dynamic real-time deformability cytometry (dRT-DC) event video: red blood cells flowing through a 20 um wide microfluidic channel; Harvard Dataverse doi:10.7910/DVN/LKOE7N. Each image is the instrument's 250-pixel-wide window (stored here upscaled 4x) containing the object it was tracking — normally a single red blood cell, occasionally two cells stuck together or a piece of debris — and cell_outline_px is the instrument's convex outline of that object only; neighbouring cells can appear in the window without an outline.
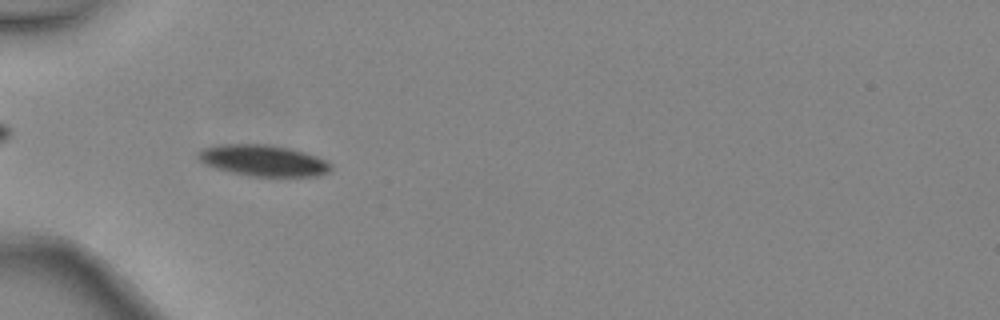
{"species": "common noctule bat (a hibernating species)", "species_latin": "Nyctalus noctula", "temperature_condition": "warm", "stored_images_in_passage": 6, "camera_frame_rate_fps": 3000, "um_per_image_px": 0.085, "animal": {"sex": "female", "body_mass_g": 24.6, "forearm_length_mm": 56.2}, "frame": {"image": 1, "passage_image": 5, "time_ms": 1.333, "image_size_px": [1000, 320], "cell_outline_px": [[332, 168], [328, 172], [316, 176], [248, 176], [216, 168], [204, 164], [196, 156], [204, 148], [216, 144], [268, 144], [288, 148], [304, 152], [316, 156], [332, 164]], "centroid_in_image_um": [22.36, 13.64], "position_along_channel_um": 62.6, "area_um2": 24.04}}
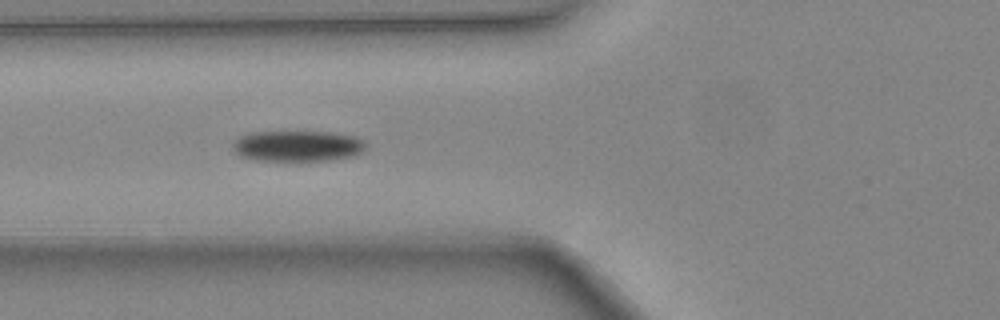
{"frame": {"image": 2, "passage_image": 6, "time_ms": 1.667, "image_size_px": [1000, 320], "cell_outline_px": [[368, 144], [360, 152], [352, 156], [332, 160], [256, 160], [240, 156], [232, 148], [232, 144], [240, 136], [252, 132], [332, 132], [356, 136], [364, 140]], "centroid_in_image_um": [25.32, 12.4], "position_along_channel_um": 100.5, "area_um2": 23.87}}